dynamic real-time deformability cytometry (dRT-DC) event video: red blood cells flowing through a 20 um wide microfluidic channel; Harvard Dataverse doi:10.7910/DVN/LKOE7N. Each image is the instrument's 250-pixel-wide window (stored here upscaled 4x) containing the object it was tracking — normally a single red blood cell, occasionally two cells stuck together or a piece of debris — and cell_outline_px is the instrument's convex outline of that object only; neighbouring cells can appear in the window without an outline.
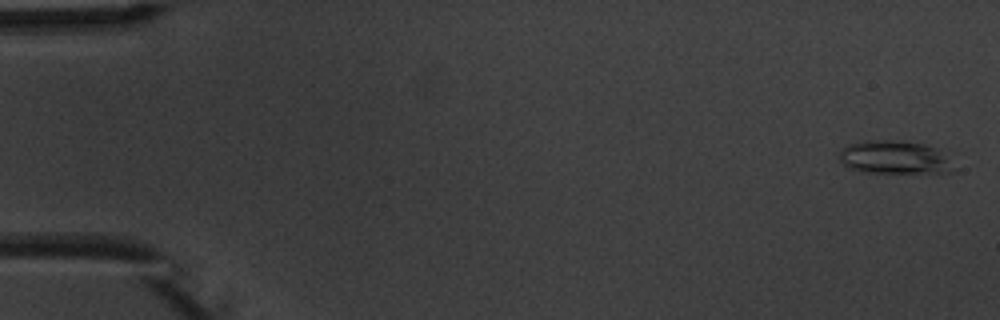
{"species": "common noctule bat (a hibernating species)", "species_latin": "Nyctalus noctula", "temperature_condition": "warm", "stored_images_in_passage": 3, "camera_frame_rate_fps": 3000, "um_per_image_px": 0.085, "animal": {"sex": "male", "body_mass_g": 20.1, "forearm_length_mm": 53.5}, "frame": {"image": 1, "passage_image": 1, "time_ms": 0.0, "image_size_px": [1000, 320], "cell_outline_px": [[956, 172], [860, 172], [848, 168], [840, 160], [840, 148], [848, 144], [868, 140], [904, 140], [924, 144], [936, 148], [956, 168]], "centroid_in_image_um": [75.99, 13.37], "position_along_channel_um": 9.0, "area_um2": 22.14}}